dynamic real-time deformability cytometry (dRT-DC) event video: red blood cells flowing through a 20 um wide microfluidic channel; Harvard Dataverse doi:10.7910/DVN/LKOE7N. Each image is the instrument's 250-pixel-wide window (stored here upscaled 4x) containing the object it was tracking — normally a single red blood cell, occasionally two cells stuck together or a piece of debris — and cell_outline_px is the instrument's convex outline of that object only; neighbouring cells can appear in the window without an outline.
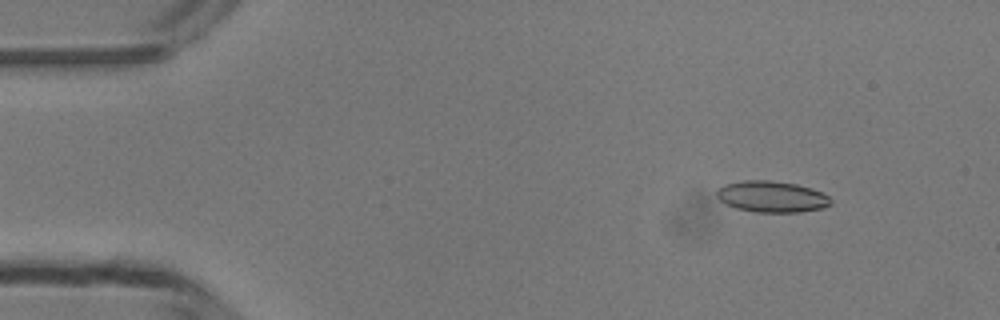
{"species": "common noctule bat (a hibernating species)", "species_latin": "Nyctalus noctula", "temperature_condition": "room temperature", "stored_images_in_passage": 49, "camera_frame_rate_fps": 3000, "um_per_image_px": 0.085, "animal": {"sex": "male", "body_mass_g": 13.3}, "frame": {"image": 1, "passage_image": 6, "time_ms": 1.667, "image_size_px": [1000, 320], "cell_outline_px": [[832, 204], [824, 208], [800, 212], [756, 212], [736, 208], [720, 200], [716, 196], [716, 192], [724, 184], [744, 180], [768, 180], [796, 184], [812, 188], [828, 196], [832, 200]], "centroid_in_image_um": [65.62, 16.72], "position_along_channel_um": 19.4, "area_um2": 20.75}}
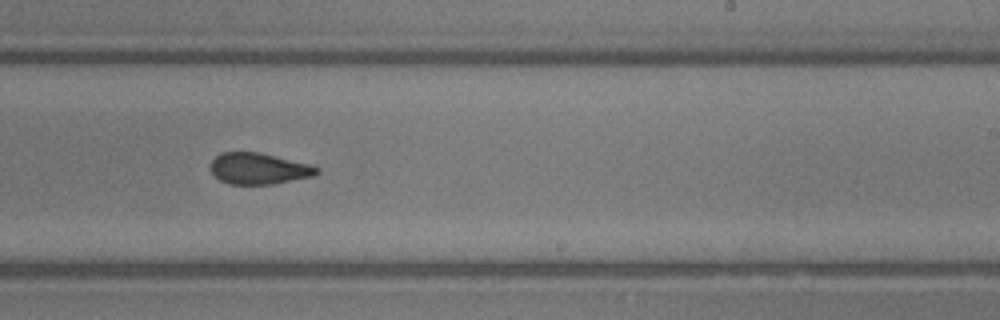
{"frame": {"image": 2, "passage_image": 30, "time_ms": 9.667, "image_size_px": [1000, 320], "cell_outline_px": [[320, 172], [312, 176], [272, 184], [228, 184], [220, 180], [212, 172], [212, 160], [220, 152], [256, 152], [312, 164], [320, 168]], "centroid_in_image_um": [22.02, 14.33], "position_along_channel_um": 267.0, "area_um2": 19.19}}
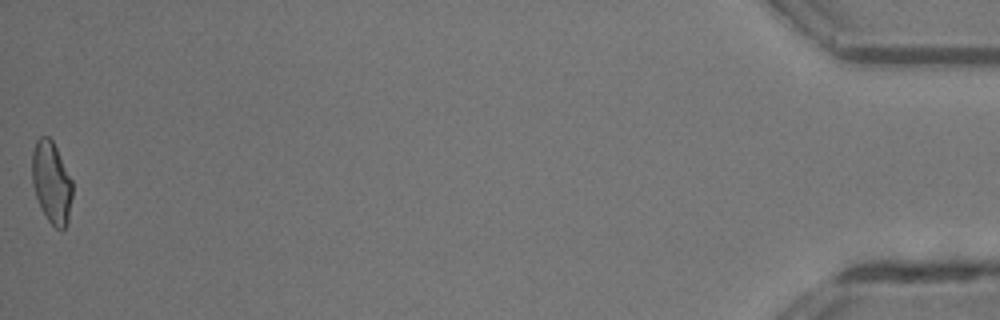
{"frame": {"image": 3, "passage_image": 49, "time_ms": 16.0, "image_size_px": [1000, 320], "cell_outline_px": [[72, 196], [68, 220], [64, 228], [60, 232], [48, 220], [40, 208], [32, 184], [32, 152], [36, 140], [40, 136], [48, 136], [52, 140], [72, 180]], "centroid_in_image_um": [4.37, 15.51], "position_along_channel_um": 430.8, "area_um2": 19.25}, "authors_computed_cell_mechanics": {"area_um2": 19.8832, "velocity_mm_per_s": 4.2269, "shape_relaxation_time_tau1_ms": null, "shape_relaxation_time_tau2_ms": 1.9127, "deformation_change_tau1": null, "deformation_change_tau2": 0.0756}}